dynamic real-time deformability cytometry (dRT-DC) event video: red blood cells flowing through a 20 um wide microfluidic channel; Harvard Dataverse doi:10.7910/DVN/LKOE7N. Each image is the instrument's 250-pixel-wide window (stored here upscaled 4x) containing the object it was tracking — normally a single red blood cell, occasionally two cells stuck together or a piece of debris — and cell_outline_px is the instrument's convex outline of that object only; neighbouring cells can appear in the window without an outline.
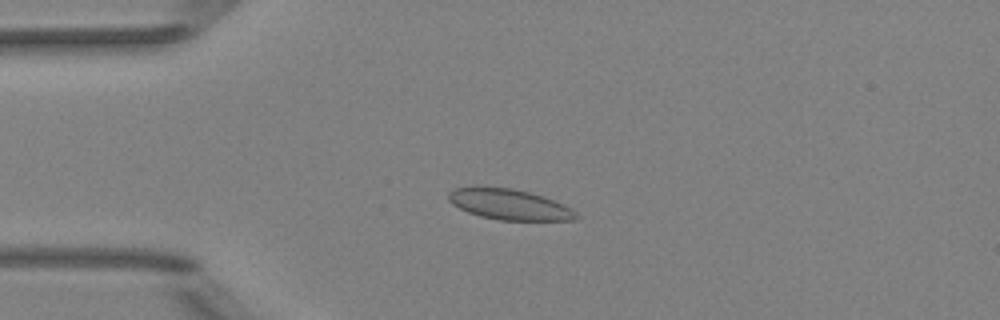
{"species": "Egyptian fruit bat (a non-hibernating species)", "species_latin": "Rousettus aegyptiacus", "temperature_condition": "room temperature", "stored_images_in_passage": 52, "camera_frame_rate_fps": 3000, "um_per_image_px": 0.085, "animal": {"sex": "female"}, "frame": {"image": 1, "passage_image": 13, "time_ms": 4.0, "image_size_px": [1000, 320], "cell_outline_px": [[580, 216], [576, 220], [500, 220], [480, 216], [468, 212], [452, 204], [448, 200], [448, 192], [456, 188], [476, 184], [512, 188], [544, 196], [564, 204], [576, 212]], "centroid_in_image_um": [43.25, 17.34], "position_along_channel_um": 41.7, "area_um2": 23.29}}
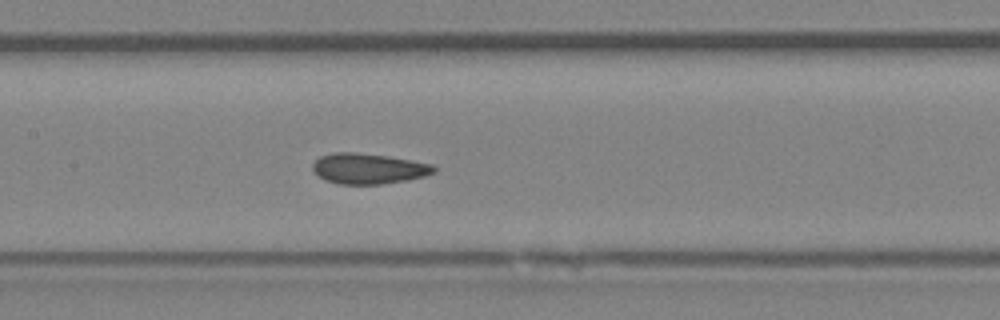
{"frame": {"image": 2, "passage_image": 25, "time_ms": 8.0, "image_size_px": [1000, 320], "cell_outline_px": [[436, 172], [424, 176], [408, 180], [380, 184], [340, 184], [324, 180], [312, 168], [312, 164], [320, 156], [332, 152], [356, 152], [388, 156], [432, 164], [436, 168]], "centroid_in_image_um": [31.32, 14.32], "position_along_channel_um": 176.1, "area_um2": 21.56}}
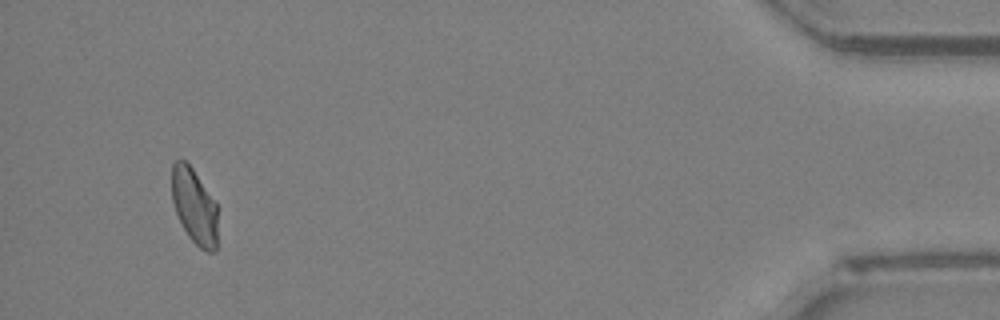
{"frame": {"image": 3, "passage_image": 49, "time_ms": 16.0, "image_size_px": [1000, 320], "cell_outline_px": [[216, 252], [208, 252], [200, 248], [188, 236], [176, 212], [172, 200], [172, 164], [176, 160], [184, 160], [192, 168], [216, 200]], "centroid_in_image_um": [16.52, 17.51], "position_along_channel_um": 418.7, "area_um2": 20.06}, "authors_computed_cell_mechanics": {"area_um2": 21.8773, "velocity_mm_per_s": 3.9705, "shape_relaxation_time_tau1_ms": null, "shape_relaxation_time_tau2_ms": 1.0741, "deformation_change_tau1": null, "deformation_change_tau2": 0.0735}}